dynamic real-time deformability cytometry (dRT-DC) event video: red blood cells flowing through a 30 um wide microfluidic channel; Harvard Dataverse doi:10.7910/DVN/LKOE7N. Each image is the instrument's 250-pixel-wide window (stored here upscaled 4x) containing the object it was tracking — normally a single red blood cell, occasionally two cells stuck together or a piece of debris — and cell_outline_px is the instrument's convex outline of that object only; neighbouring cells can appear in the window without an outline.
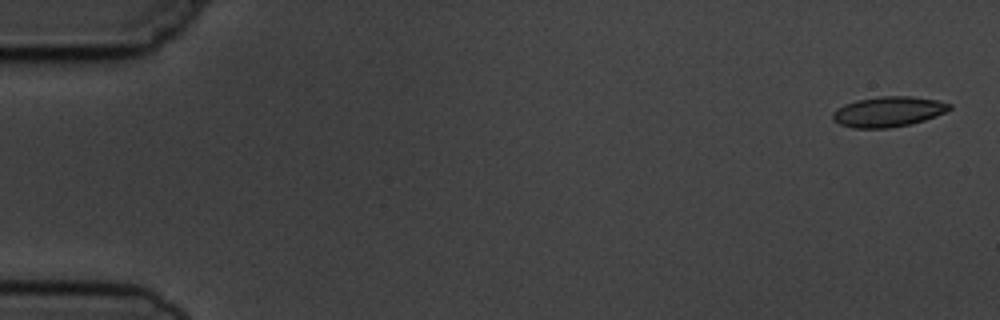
{"species": "common noctule bat (a hibernating species)", "species_latin": "Nyctalus noctula", "temperature_condition": "cold", "stored_images_in_passage": 5, "camera_frame_rate_fps": 3000, "um_per_image_px": 0.085, "animal": {"sex": "male", "body_mass_g": 19.5, "forearm_length_mm": 54.6}, "frame": {"image": 1, "passage_image": 1, "time_ms": 0.0, "image_size_px": [1000, 320], "cell_outline_px": [[952, 108], [936, 116], [912, 124], [888, 128], [852, 128], [840, 124], [832, 120], [832, 112], [836, 108], [844, 104], [856, 100], [880, 96], [912, 96], [936, 100], [952, 104]], "centroid_in_image_um": [75.47, 9.49], "position_along_channel_um": 9.5, "area_um2": 20.75}}
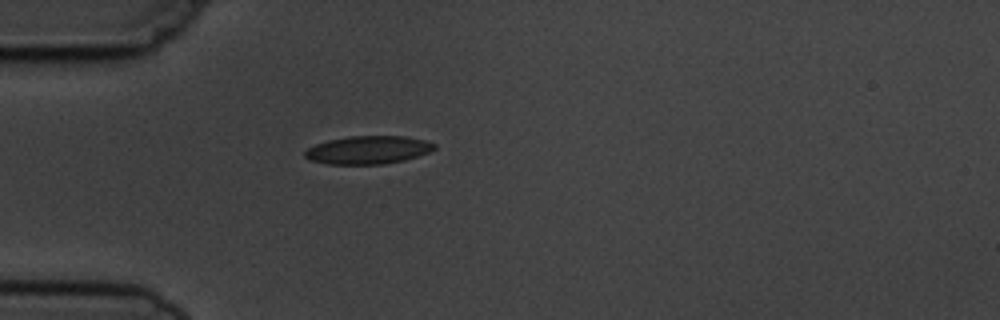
{"frame": {"image": 2, "passage_image": 5, "time_ms": 4.667, "image_size_px": [1000, 320], "cell_outline_px": [[436, 148], [428, 152], [404, 160], [384, 164], [328, 164], [308, 160], [304, 156], [304, 152], [308, 148], [316, 144], [328, 140], [348, 136], [404, 136], [424, 140], [436, 144]], "centroid_in_image_um": [31.26, 12.74], "position_along_channel_um": 53.7, "area_um2": 21.15}}